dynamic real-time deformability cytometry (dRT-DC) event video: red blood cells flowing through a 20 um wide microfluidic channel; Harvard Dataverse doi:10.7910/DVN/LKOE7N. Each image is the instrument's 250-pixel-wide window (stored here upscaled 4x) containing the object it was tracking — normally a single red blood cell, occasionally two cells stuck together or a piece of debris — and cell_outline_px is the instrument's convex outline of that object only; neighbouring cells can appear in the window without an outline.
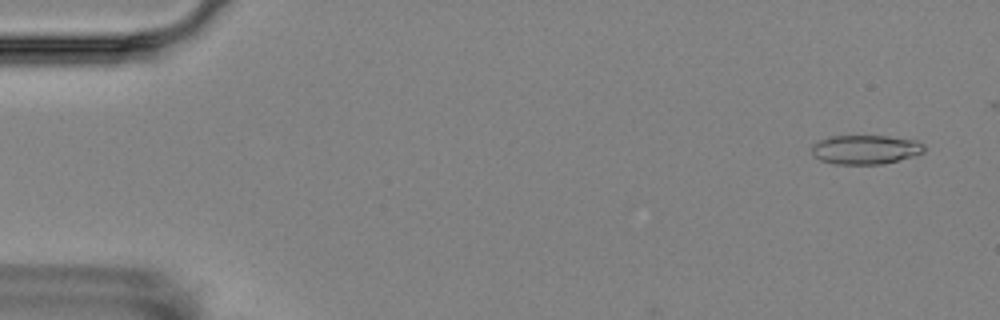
{"species": "Egyptian fruit bat (a non-hibernating species)", "species_latin": "Rousettus aegyptiacus", "temperature_condition": "room temperature", "stored_images_in_passage": 2, "camera_frame_rate_fps": 3000, "um_per_image_px": 0.085, "animal": {"sex": "female"}, "frame": {"image": 1, "passage_image": 2, "time_ms": 1.333, "image_size_px": [1000, 320], "cell_outline_px": [[924, 152], [912, 156], [884, 164], [836, 164], [820, 160], [812, 156], [812, 144], [828, 136], [888, 136], [916, 140], [924, 144]], "centroid_in_image_um": [73.54, 12.71], "position_along_channel_um": 11.5, "area_um2": 19.19}}